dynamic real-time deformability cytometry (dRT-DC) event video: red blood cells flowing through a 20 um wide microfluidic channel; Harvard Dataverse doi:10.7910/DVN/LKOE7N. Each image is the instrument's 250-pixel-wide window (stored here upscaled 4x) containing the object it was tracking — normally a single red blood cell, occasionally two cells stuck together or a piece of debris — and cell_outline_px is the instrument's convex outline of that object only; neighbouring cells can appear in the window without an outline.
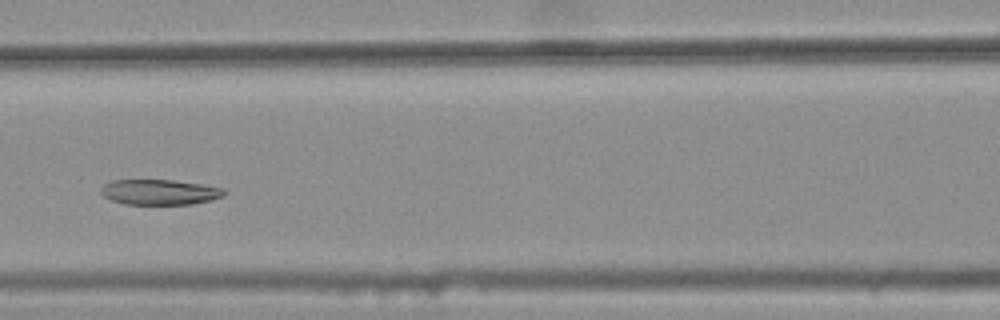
{"species": "common noctule bat (a hibernating species)", "species_latin": "Nyctalus noctula", "temperature_condition": "warm", "stored_images_in_passage": 6, "camera_frame_rate_fps": 3000, "um_per_image_px": 0.085, "animal": {"sex": "female", "body_mass_g": 25.1}, "frame": {"image": 1, "passage_image": 6, "time_ms": 1.667, "image_size_px": [1000, 320], "cell_outline_px": [[228, 192], [224, 196], [212, 200], [192, 204], [124, 204], [112, 200], [104, 196], [100, 192], [100, 188], [104, 184], [112, 180], [172, 180], [204, 184], [224, 188]], "centroid_in_image_um": [13.61, 16.32], "position_along_channel_um": 153.0, "area_um2": 18.38}}